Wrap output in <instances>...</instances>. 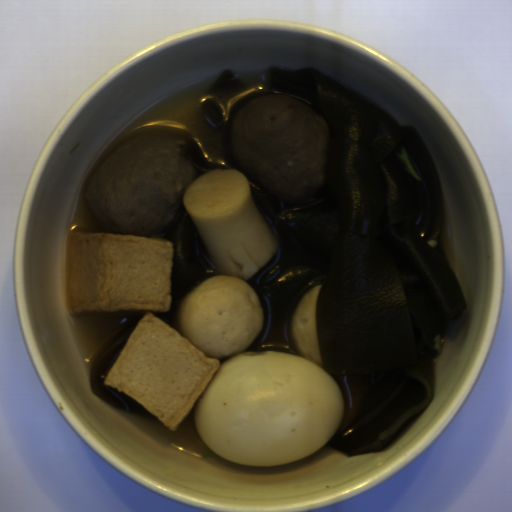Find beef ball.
<instances>
[{
  "mask_svg": "<svg viewBox=\"0 0 512 512\" xmlns=\"http://www.w3.org/2000/svg\"><path fill=\"white\" fill-rule=\"evenodd\" d=\"M330 130L309 106L287 96H259L233 118V158L263 191L300 202L324 184Z\"/></svg>",
  "mask_w": 512,
  "mask_h": 512,
  "instance_id": "2",
  "label": "beef ball"
},
{
  "mask_svg": "<svg viewBox=\"0 0 512 512\" xmlns=\"http://www.w3.org/2000/svg\"><path fill=\"white\" fill-rule=\"evenodd\" d=\"M194 179L195 166L181 136L141 133L106 157L89 179L85 198L107 234L149 238L178 216Z\"/></svg>",
  "mask_w": 512,
  "mask_h": 512,
  "instance_id": "1",
  "label": "beef ball"
}]
</instances>
